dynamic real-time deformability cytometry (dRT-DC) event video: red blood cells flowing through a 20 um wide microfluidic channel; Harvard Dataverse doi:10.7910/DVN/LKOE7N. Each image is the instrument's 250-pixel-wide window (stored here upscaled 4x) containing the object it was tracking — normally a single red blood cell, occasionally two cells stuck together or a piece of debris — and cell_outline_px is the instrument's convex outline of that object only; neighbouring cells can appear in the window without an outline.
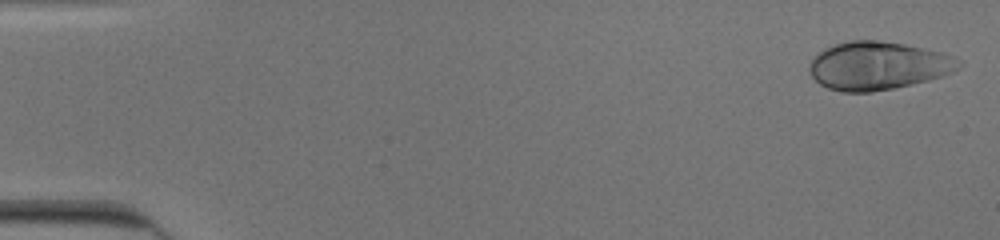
{"species": "human", "species_latin": "Homo sapiens", "temperature_condition": "cold", "stored_images_in_passage": 43, "camera_frame_rate_fps": 3000, "um_per_image_px": 0.085, "donor": {"sex": "male"}, "frame": {"image": 1, "passage_image": 1, "time_ms": 0.0, "image_size_px": [1000, 240], "cell_outline_px": [[964, 64], [952, 72], [944, 76], [912, 84], [872, 92], [840, 92], [828, 88], [820, 84], [808, 72], [808, 68], [812, 60], [824, 48], [836, 44], [852, 40], [880, 40], [904, 44], [940, 52], [952, 56], [960, 60]], "centroid_in_image_um": [74.63, 5.59], "position_along_channel_um": 10.4, "area_um2": 41.85}}
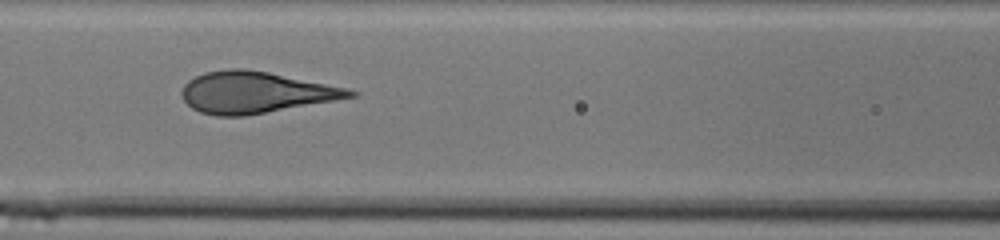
{"frame": {"image": 2, "passage_image": 23, "time_ms": 7.333, "image_size_px": [1000, 240], "cell_outline_px": [[360, 92], [356, 96], [244, 116], [216, 116], [200, 112], [192, 108], [184, 100], [180, 92], [184, 84], [188, 80], [204, 72], [228, 68], [244, 68], [268, 72], [348, 88]], "centroid_in_image_um": [21.67, 7.84], "position_along_channel_um": 144.9, "area_um2": 40.4}}
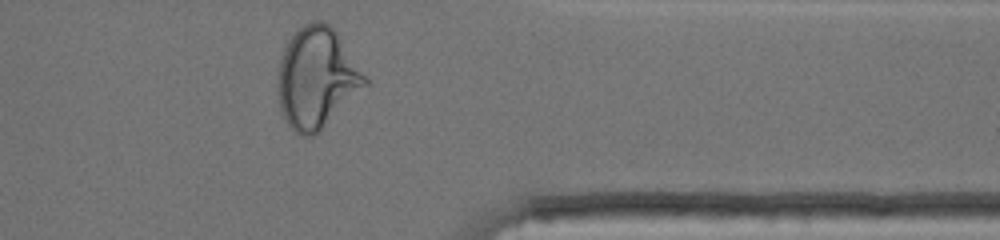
{"frame": {"image": 3, "passage_image": 42, "time_ms": 13.667, "image_size_px": [1000, 240], "cell_outline_px": [[368, 84], [320, 132], [312, 136], [300, 136], [284, 120], [280, 108], [276, 88], [276, 80], [280, 60], [284, 48], [288, 40], [296, 28], [312, 20], [324, 20], [336, 32], [368, 80]], "centroid_in_image_um": [26.88, 6.64], "position_along_channel_um": 384.5, "area_um2": 51.38}}